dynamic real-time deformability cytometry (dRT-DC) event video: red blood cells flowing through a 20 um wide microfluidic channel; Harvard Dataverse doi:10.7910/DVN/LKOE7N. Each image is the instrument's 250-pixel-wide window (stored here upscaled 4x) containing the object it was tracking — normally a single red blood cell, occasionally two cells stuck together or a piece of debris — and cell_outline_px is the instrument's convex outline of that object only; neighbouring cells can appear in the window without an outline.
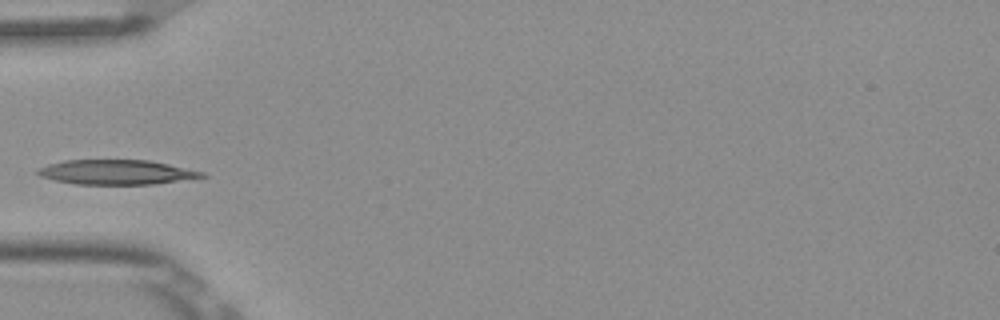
{"species": "Egyptian fruit bat (a non-hibernating species)", "species_latin": "Rousettus aegyptiacus", "temperature_condition": "room temperature", "stored_images_in_passage": 3, "camera_frame_rate_fps": 3000, "um_per_image_px": 0.085, "frame": {"image": 1, "passage_image": 3, "time_ms": 0.667, "image_size_px": [1000, 320], "cell_outline_px": [[208, 176], [152, 184], [76, 184], [56, 180], [40, 176], [36, 172], [40, 168], [48, 164], [64, 160], [148, 160], [168, 164], [204, 172]], "centroid_in_image_um": [9.88, 14.63], "position_along_channel_um": 75.1, "area_um2": 23.29}}